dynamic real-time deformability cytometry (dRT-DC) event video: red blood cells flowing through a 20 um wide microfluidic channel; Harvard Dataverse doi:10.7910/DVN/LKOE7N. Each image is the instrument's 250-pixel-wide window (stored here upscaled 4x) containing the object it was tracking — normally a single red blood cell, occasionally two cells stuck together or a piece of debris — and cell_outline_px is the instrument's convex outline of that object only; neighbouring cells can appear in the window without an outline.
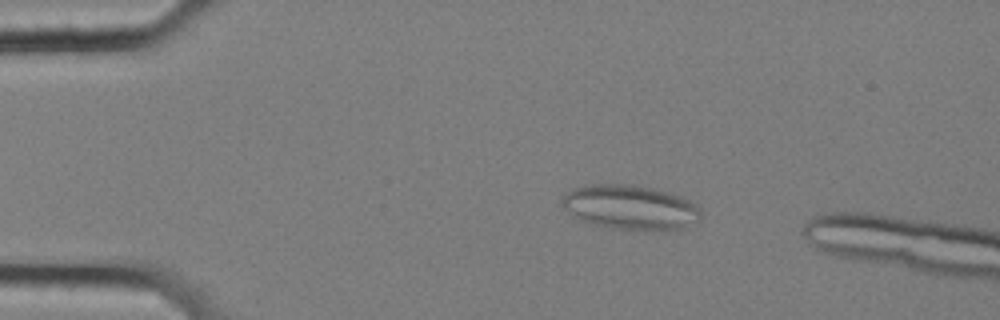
{"species": "common noctule bat (a hibernating species)", "species_latin": "Nyctalus noctula", "temperature_condition": "cold", "stored_images_in_passage": 17, "camera_frame_rate_fps": 3000, "um_per_image_px": 0.085, "animal": {"sex": "female", "body_mass_g": 25.1}, "frame": {"image": 1, "passage_image": 10, "time_ms": 3.0, "image_size_px": [1000, 320], "cell_outline_px": [[700, 220], [684, 228], [612, 228], [596, 224], [584, 220], [576, 216], [564, 208], [560, 204], [560, 200], [572, 188], [592, 184], [624, 184], [652, 188], [668, 192], [680, 196], [696, 204], [700, 208]], "centroid_in_image_um": [53.57, 17.58], "position_along_channel_um": 31.4, "area_um2": 35.08}}